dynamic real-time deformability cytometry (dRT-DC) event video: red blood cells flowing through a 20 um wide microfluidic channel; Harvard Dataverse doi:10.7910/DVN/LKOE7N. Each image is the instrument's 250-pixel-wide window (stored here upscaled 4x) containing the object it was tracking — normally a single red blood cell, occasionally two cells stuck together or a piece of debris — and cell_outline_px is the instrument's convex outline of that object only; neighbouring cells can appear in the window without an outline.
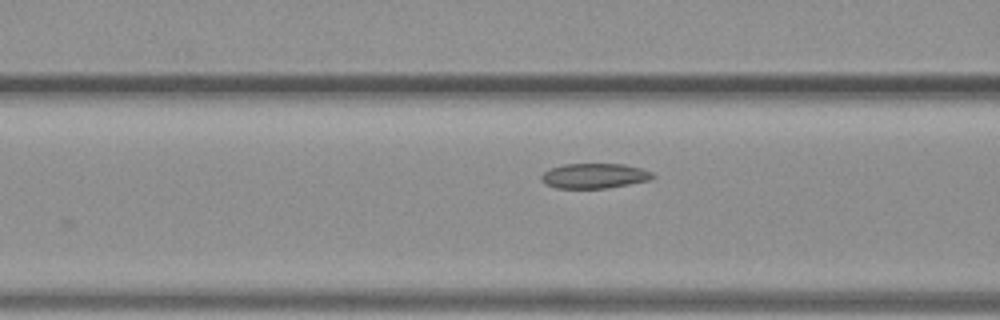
{"species": "common noctule bat (a hibernating species)", "species_latin": "Nyctalus noctula", "temperature_condition": "warm", "stored_images_in_passage": 22, "camera_frame_rate_fps": 3000, "um_per_image_px": 0.085, "animal": {"sex": "female", "body_mass_g": 19.3, "forearm_length_mm": 54.1}, "frame": {"image": 1, "passage_image": 4, "time_ms": 1.0, "image_size_px": [1000, 320], "cell_outline_px": [[656, 176], [652, 180], [608, 188], [556, 188], [544, 184], [540, 180], [540, 176], [548, 168], [564, 164], [624, 164], [640, 168], [652, 172]], "centroid_in_image_um": [50.51, 14.95], "position_along_channel_um": 116.1, "area_um2": 16.47}}
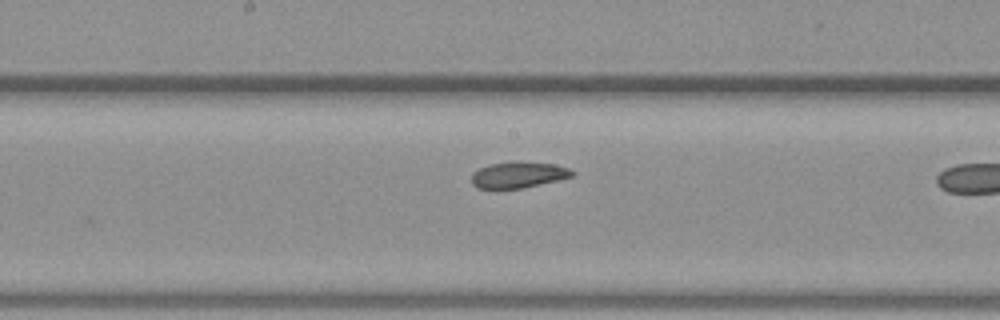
{"frame": {"image": 2, "passage_image": 11, "time_ms": 3.333, "image_size_px": [1000, 320], "cell_outline_px": [[576, 172], [572, 176], [524, 188], [476, 188], [472, 184], [472, 172], [488, 164], [552, 164], [568, 168]], "centroid_in_image_um": [44.02, 14.9], "position_along_channel_um": 204.2, "area_um2": 14.45}}
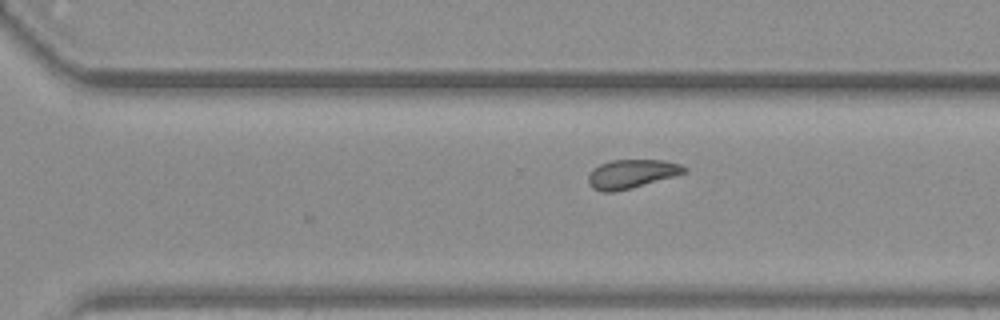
{"frame": {"image": 3, "passage_image": 20, "time_ms": 6.333, "image_size_px": [1000, 320], "cell_outline_px": [[688, 172], [632, 188], [612, 192], [600, 192], [592, 188], [588, 184], [588, 176], [600, 164], [612, 160], [664, 160], [680, 164], [688, 168]], "centroid_in_image_um": [53.7, 14.79], "position_along_channel_um": 316.9, "area_um2": 16.07}}